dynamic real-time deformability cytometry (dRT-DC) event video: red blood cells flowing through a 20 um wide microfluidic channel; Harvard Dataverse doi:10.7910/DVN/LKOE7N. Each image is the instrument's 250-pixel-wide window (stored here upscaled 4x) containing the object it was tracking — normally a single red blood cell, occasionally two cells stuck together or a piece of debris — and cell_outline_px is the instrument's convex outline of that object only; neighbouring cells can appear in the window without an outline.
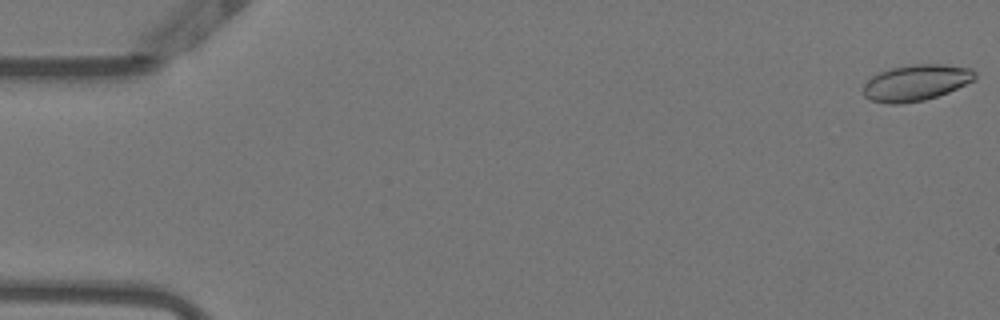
{"species": "Egyptian fruit bat (a non-hibernating species)", "species_latin": "Rousettus aegyptiacus", "temperature_condition": "warm", "stored_images_in_passage": 16, "camera_frame_rate_fps": 3000, "um_per_image_px": 0.085, "animal": {"sex": "female"}, "frame": {"image": 1, "passage_image": 1, "time_ms": 0.0, "image_size_px": [1000, 320], "cell_outline_px": [[976, 80], [948, 92], [924, 100], [900, 104], [888, 104], [872, 100], [864, 96], [864, 84], [872, 76], [880, 72], [892, 68], [912, 64], [944, 64], [972, 68], [976, 72]], "centroid_in_image_um": [77.9, 7.02], "position_along_channel_um": 7.1, "area_um2": 23.52}}
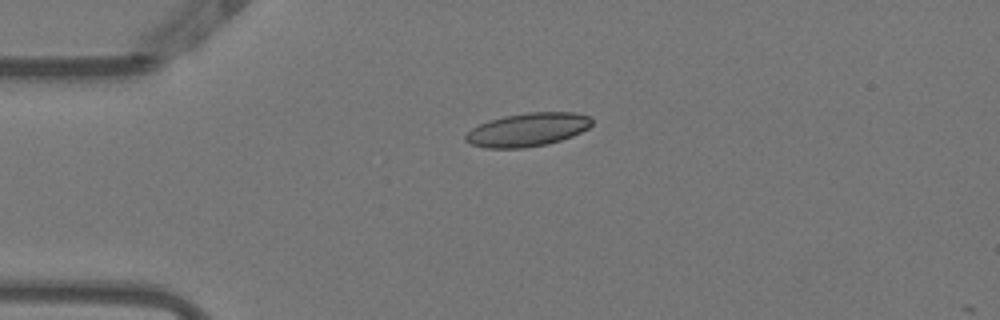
{"frame": {"image": 2, "passage_image": 13, "time_ms": 4.0, "image_size_px": [1000, 320], "cell_outline_px": [[592, 124], [588, 128], [572, 136], [548, 144], [524, 148], [484, 148], [472, 144], [464, 140], [464, 136], [472, 128], [488, 120], [504, 116], [528, 112], [572, 112], [592, 116]], "centroid_in_image_um": [44.85, 11.02], "position_along_channel_um": 40.2, "area_um2": 24.68}}